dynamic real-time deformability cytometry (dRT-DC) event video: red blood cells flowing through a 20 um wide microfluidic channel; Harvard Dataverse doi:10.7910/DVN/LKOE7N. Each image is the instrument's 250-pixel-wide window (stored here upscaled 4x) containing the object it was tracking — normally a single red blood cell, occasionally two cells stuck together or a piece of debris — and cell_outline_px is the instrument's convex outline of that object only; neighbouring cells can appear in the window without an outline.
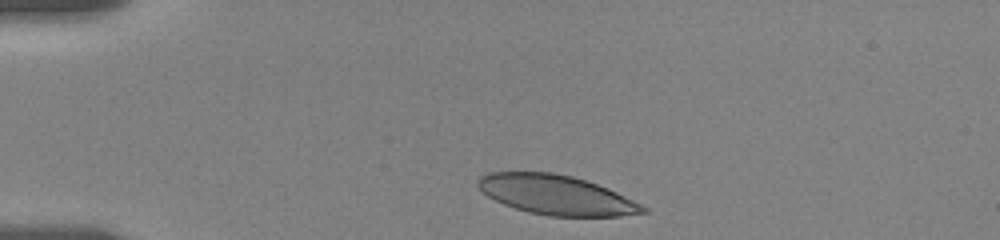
{"species": "human", "species_latin": "Homo sapiens", "temperature_condition": "room temperature", "stored_images_in_passage": 10, "camera_frame_rate_fps": 3000, "um_per_image_px": 0.085, "donor": {"sex": "female"}, "frame": {"image": 1, "passage_image": 1, "time_ms": 0.0, "image_size_px": [1000, 240], "cell_outline_px": [[648, 212], [620, 216], [548, 216], [528, 212], [504, 204], [488, 196], [476, 184], [476, 180], [480, 176], [488, 172], [552, 172], [572, 176], [608, 188], [648, 208]], "centroid_in_image_um": [47.26, 16.56], "position_along_channel_um": 37.7, "area_um2": 37.8}}
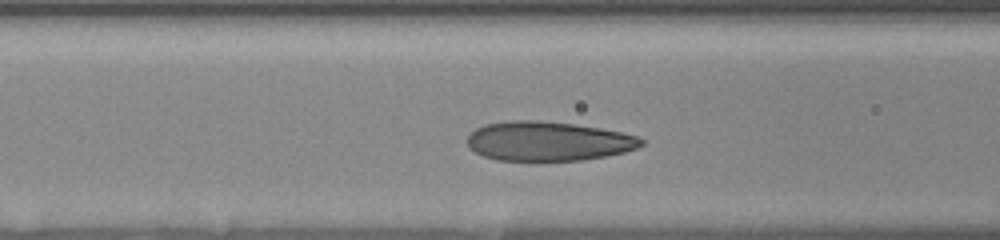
{"frame": {"image": 2, "passage_image": 6, "time_ms": 3.667, "image_size_px": [1000, 240], "cell_outline_px": [[644, 144], [636, 148], [624, 152], [604, 156], [580, 160], [496, 160], [484, 156], [468, 148], [468, 136], [476, 128], [484, 124], [512, 120], [536, 120], [572, 124], [600, 128], [620, 132], [636, 136], [644, 140]], "centroid_in_image_um": [46.56, 12.0], "position_along_channel_um": 120.0, "area_um2": 39.59}}
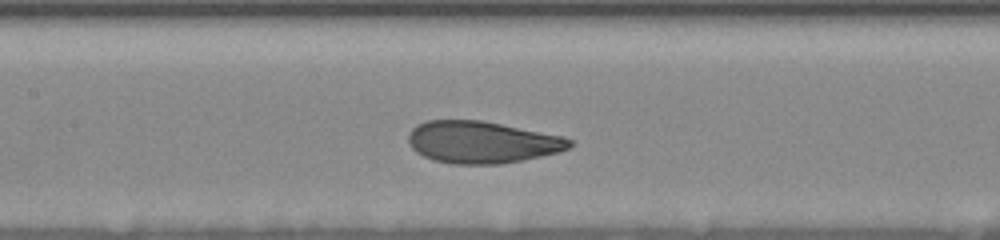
{"frame": {"image": 3, "passage_image": 9, "time_ms": 5.0, "image_size_px": [1000, 240], "cell_outline_px": [[572, 144], [568, 148], [560, 152], [500, 164], [452, 164], [432, 160], [416, 152], [412, 148], [408, 140], [408, 132], [416, 124], [428, 120], [480, 120], [560, 136], [572, 140]], "centroid_in_image_um": [40.89, 12.09], "position_along_channel_um": 166.5, "area_um2": 39.19}}